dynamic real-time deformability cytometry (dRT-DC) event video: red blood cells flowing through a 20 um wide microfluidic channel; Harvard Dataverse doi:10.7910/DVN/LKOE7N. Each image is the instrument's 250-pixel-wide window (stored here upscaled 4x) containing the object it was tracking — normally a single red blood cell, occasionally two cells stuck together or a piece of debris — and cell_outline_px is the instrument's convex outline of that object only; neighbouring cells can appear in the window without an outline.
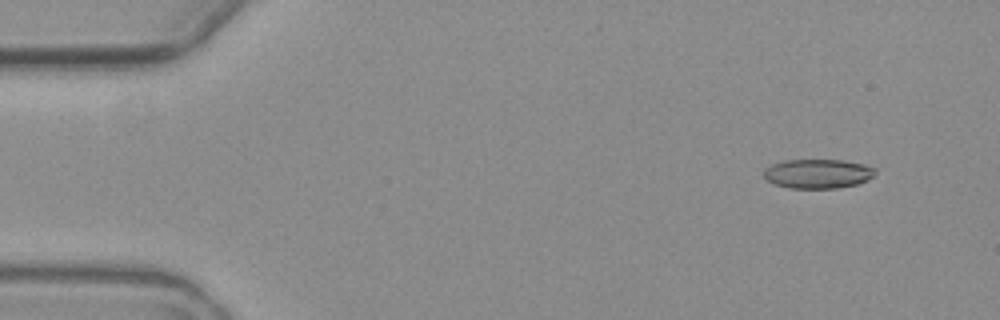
{"species": "common noctule bat (a hibernating species)", "species_latin": "Nyctalus noctula", "temperature_condition": "warm", "stored_images_in_passage": 5, "camera_frame_rate_fps": 3000, "um_per_image_px": 0.085, "animal": {"sex": "female", "body_mass_g": 19.3, "forearm_length_mm": 54.1}, "frame": {"image": 1, "passage_image": 1, "time_ms": 0.0, "image_size_px": [1000, 320], "cell_outline_px": [[876, 172], [872, 176], [856, 184], [836, 188], [788, 188], [776, 184], [768, 180], [764, 176], [764, 168], [772, 164], [784, 160], [844, 160], [864, 164], [876, 168]], "centroid_in_image_um": [69.5, 14.75], "position_along_channel_um": 15.5, "area_um2": 18.9}}
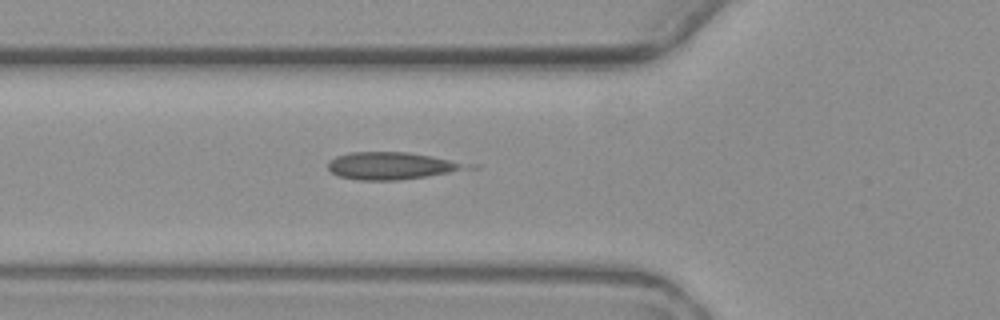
{"frame": {"image": 2, "passage_image": 5, "time_ms": 5.333, "image_size_px": [1000, 320], "cell_outline_px": [[480, 168], [428, 176], [400, 180], [360, 180], [340, 176], [332, 172], [328, 168], [328, 160], [336, 156], [348, 152], [408, 152], [480, 164]], "centroid_in_image_um": [33.47, 14.08], "position_along_channel_um": 92.3, "area_um2": 22.77}}